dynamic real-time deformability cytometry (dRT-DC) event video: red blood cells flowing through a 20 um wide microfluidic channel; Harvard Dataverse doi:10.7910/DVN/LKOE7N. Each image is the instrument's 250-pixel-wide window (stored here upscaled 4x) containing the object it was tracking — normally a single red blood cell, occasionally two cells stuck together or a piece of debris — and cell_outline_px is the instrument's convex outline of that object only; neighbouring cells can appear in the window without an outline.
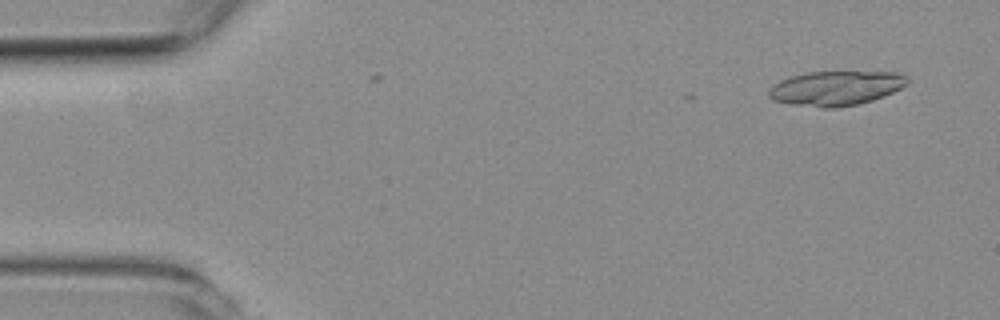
{"species": "common noctule bat (a hibernating species)", "species_latin": "Nyctalus noctula", "temperature_condition": "room temperature", "stored_images_in_passage": 4, "camera_frame_rate_fps": 3000, "um_per_image_px": 0.085, "animal": {"sex": "female", "body_mass_g": 19.3, "forearm_length_mm": 54.1}, "frame": {"image": 1, "passage_image": 4, "time_ms": 1.0, "image_size_px": [1000, 320], "cell_outline_px": [[908, 84], [892, 92], [872, 100], [856, 104], [836, 108], [824, 108], [792, 104], [772, 100], [768, 96], [768, 88], [772, 84], [788, 76], [808, 72], [896, 72], [908, 76]], "centroid_in_image_um": [71.0, 7.49], "position_along_channel_um": 14.0, "area_um2": 27.98}}